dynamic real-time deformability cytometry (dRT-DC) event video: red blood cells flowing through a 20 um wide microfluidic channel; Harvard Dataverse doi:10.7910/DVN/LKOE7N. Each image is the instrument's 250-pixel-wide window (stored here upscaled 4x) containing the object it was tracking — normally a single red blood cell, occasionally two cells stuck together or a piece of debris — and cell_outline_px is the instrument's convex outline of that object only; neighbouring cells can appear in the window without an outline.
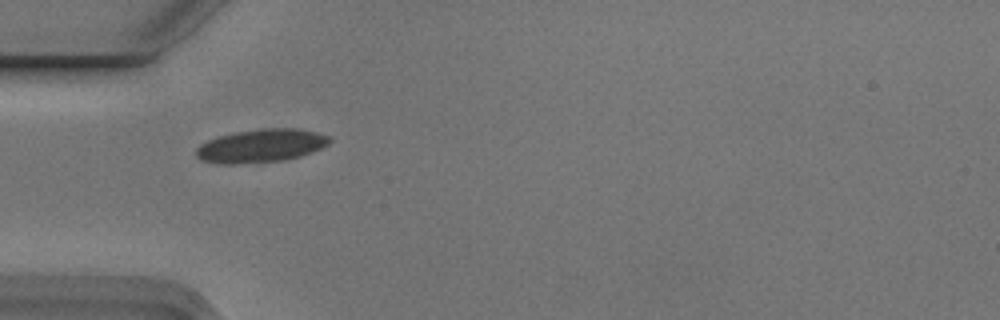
{"species": "Egyptian fruit bat (a non-hibernating species)", "species_latin": "Rousettus aegyptiacus", "temperature_condition": "cold", "stored_images_in_passage": 5, "camera_frame_rate_fps": 3000, "um_per_image_px": 0.085, "animal": {"sex": "male"}, "frame": {"image": 1, "passage_image": 4, "time_ms": 1.0, "image_size_px": [1000, 320], "cell_outline_px": [[332, 140], [328, 144], [320, 148], [300, 156], [280, 160], [236, 164], [220, 164], [200, 160], [196, 156], [196, 148], [200, 144], [208, 140], [220, 136], [236, 132], [260, 128], [300, 128], [316, 132], [328, 136]], "centroid_in_image_um": [22.16, 12.38], "position_along_channel_um": 62.8, "area_um2": 25.72}}